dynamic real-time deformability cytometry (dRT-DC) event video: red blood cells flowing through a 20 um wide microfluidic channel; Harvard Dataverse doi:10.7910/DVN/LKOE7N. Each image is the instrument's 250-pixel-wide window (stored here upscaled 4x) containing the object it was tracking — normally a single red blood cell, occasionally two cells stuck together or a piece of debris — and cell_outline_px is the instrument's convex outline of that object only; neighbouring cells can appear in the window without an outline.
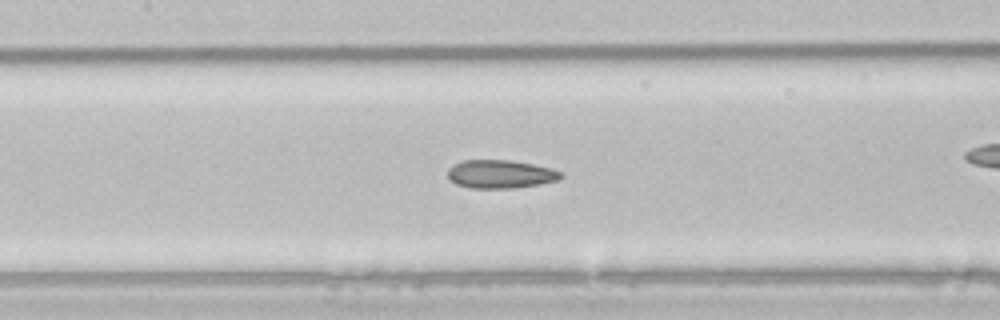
{"species": "common noctule bat (a hibernating species)", "species_latin": "Nyctalus noctula", "temperature_condition": "room temperature", "stored_images_in_passage": 52, "camera_frame_rate_fps": 3000, "um_per_image_px": 0.085, "animal": {"sex": "male", "body_mass_g": 21.5, "forearm_length_mm": 52.0}, "frame": {"image": 1, "passage_image": 23, "time_ms": 7.333, "image_size_px": [1000, 320], "cell_outline_px": [[564, 176], [560, 180], [540, 184], [512, 188], [468, 188], [456, 184], [448, 180], [448, 168], [464, 160], [508, 160], [532, 164], [552, 168], [560, 172]], "centroid_in_image_um": [42.54, 14.81], "position_along_channel_um": 164.9, "area_um2": 18.73}, "authors_computed_cell_mechanics": {"area_um2": 21.1259, "velocity_mm_per_s": 3.9431, "shape_relaxation_time_tau1_ms": null, "shape_relaxation_time_tau2_ms": 1.4203, "deformation_change_tau1": null, "deformation_change_tau2": 0.0772}}